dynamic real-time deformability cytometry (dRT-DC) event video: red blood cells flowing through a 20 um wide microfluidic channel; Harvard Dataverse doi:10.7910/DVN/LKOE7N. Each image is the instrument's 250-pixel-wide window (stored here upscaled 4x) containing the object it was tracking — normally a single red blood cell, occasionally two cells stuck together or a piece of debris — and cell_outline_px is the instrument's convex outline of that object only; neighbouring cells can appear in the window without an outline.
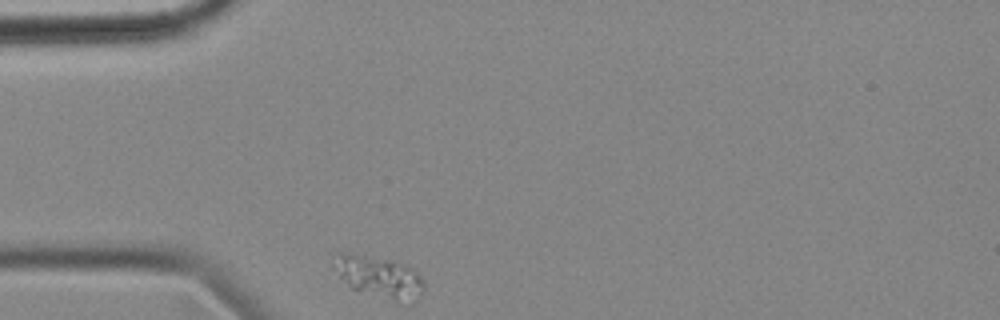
{"species": "common noctule bat (a hibernating species)", "species_latin": "Nyctalus noctula", "temperature_condition": "cold", "stored_images_in_passage": 35, "camera_frame_rate_fps": 3000, "um_per_image_px": 0.085, "animal": {"sex": "female", "body_mass_g": 18.4}, "frame": {"image": 1, "passage_image": 1, "time_ms": 0.0, "image_size_px": [1000, 320], "cell_outline_px": [[424, 284], [420, 292], [396, 300], [352, 288], [332, 268], [332, 264], [340, 252], [344, 252], [392, 260], [412, 268], [424, 280]], "centroid_in_image_um": [32.13, 23.43], "position_along_channel_um": 52.9, "area_um2": 20.4}}
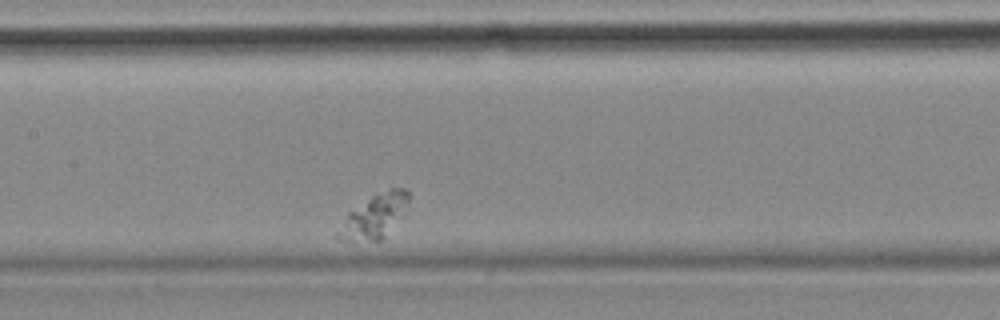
{"frame": {"image": 2, "passage_image": 15, "time_ms": 4.667, "image_size_px": [1000, 320], "cell_outline_px": [[408, 200], [404, 216], [380, 240], [336, 240], [332, 236], [348, 212], [372, 196], [388, 188], [408, 188]], "centroid_in_image_um": [31.79, 18.39], "position_along_channel_um": 175.6, "area_um2": 18.09}}
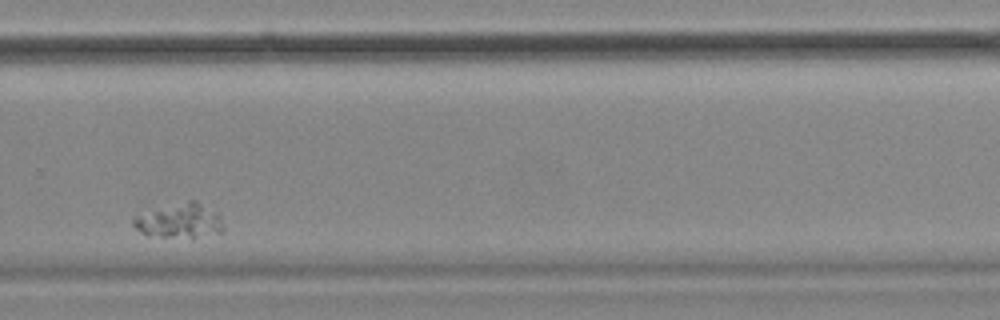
{"frame": {"image": 3, "passage_image": 29, "time_ms": 9.333, "image_size_px": [1000, 320], "cell_outline_px": [[224, 232], [192, 240], [148, 236], [136, 228], [132, 224], [132, 216], [188, 200], [196, 200], [220, 212], [224, 228]], "centroid_in_image_um": [15.34, 18.81], "position_along_channel_um": 314.5, "area_um2": 19.07}}